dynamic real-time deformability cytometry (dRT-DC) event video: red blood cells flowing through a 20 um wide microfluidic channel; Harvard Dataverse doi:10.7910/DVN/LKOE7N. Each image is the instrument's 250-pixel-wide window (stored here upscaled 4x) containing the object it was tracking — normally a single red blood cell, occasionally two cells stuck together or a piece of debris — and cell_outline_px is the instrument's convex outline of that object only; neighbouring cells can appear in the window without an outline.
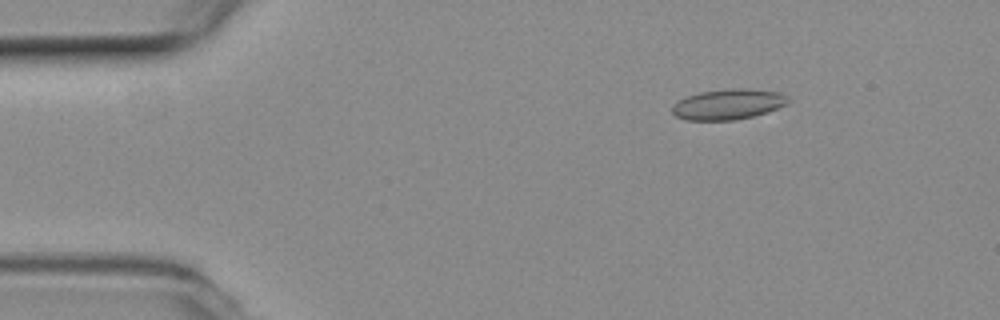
{"species": "common noctule bat (a hibernating species)", "species_latin": "Nyctalus noctula", "temperature_condition": "room temperature", "stored_images_in_passage": 55, "camera_frame_rate_fps": 3000, "um_per_image_px": 0.085, "animal": {"sex": "female", "body_mass_g": 19.3, "forearm_length_mm": 54.1}, "frame": {"image": 1, "passage_image": 8, "time_ms": 2.333, "image_size_px": [1000, 320], "cell_outline_px": [[788, 104], [768, 112], [736, 120], [684, 120], [676, 116], [672, 112], [672, 104], [688, 96], [700, 92], [732, 88], [748, 88], [780, 92], [788, 96]], "centroid_in_image_um": [61.91, 8.86], "position_along_channel_um": 23.1, "area_um2": 20.69}}
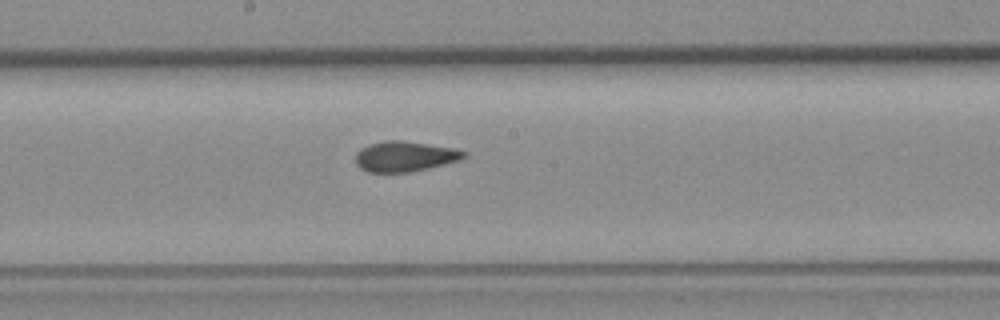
{"frame": {"image": 2, "passage_image": 29, "time_ms": 9.333, "image_size_px": [1000, 320], "cell_outline_px": [[468, 156], [460, 160], [428, 168], [408, 172], [368, 172], [360, 168], [356, 164], [356, 152], [360, 148], [384, 140], [400, 140], [456, 148], [468, 152]], "centroid_in_image_um": [34.43, 13.29], "position_along_channel_um": 213.8, "area_um2": 19.19}}
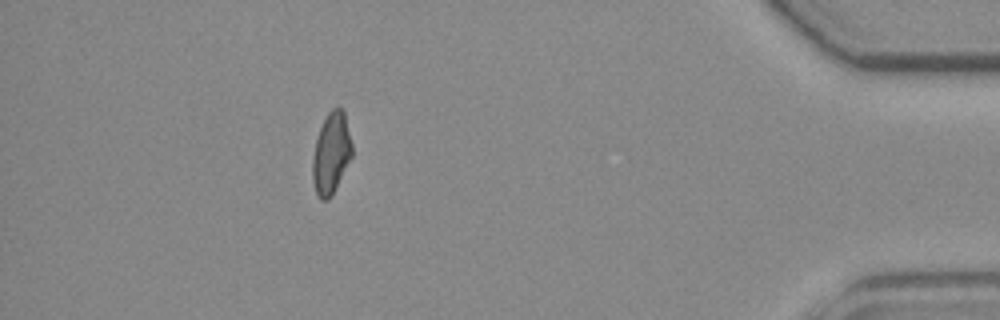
{"frame": {"image": 3, "passage_image": 49, "time_ms": 16.0, "image_size_px": [1000, 320], "cell_outline_px": [[352, 156], [328, 200], [320, 200], [316, 196], [312, 180], [312, 160], [316, 136], [328, 112], [332, 108], [340, 108], [344, 112], [352, 144]], "centroid_in_image_um": [28.12, 13.04], "position_along_channel_um": 407.1, "area_um2": 18.55}, "authors_computed_cell_mechanics": {"area_um2": 19.3052, "velocity_mm_per_s": 3.7518, "shape_relaxation_time_tau1_ms": null, "shape_relaxation_time_tau2_ms": 1.4823, "deformation_change_tau1": null, "deformation_change_tau2": 0.0677}}